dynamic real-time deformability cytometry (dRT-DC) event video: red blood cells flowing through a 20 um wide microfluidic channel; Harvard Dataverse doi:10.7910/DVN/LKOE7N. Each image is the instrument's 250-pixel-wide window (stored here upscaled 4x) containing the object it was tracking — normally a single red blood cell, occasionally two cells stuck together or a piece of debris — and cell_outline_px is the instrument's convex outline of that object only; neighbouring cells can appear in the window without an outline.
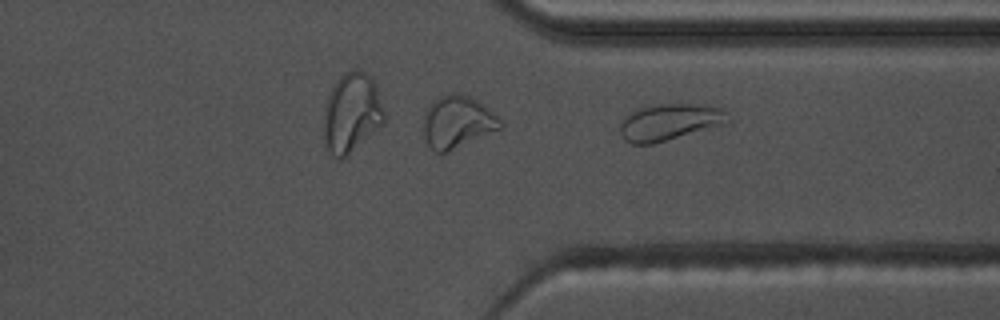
{"species": "common noctule bat (a hibernating species)", "species_latin": "Nyctalus noctula", "temperature_condition": "warm", "stored_images_in_passage": 37, "camera_frame_rate_fps": 3000, "um_per_image_px": 0.085, "animal": {"sex": "male", "body_mass_g": 17.5, "forearm_length_mm": 52.3}, "frame": {"image": 1, "passage_image": 37, "time_ms": 12.0, "image_size_px": [1000, 320], "cell_outline_px": [[732, 120], [728, 124], [652, 144], [632, 144], [624, 140], [620, 132], [620, 124], [632, 112], [640, 108], [660, 104], [708, 104], [720, 108]], "centroid_in_image_um": [56.98, 10.38], "position_along_channel_um": 354.4, "area_um2": 23.0}}